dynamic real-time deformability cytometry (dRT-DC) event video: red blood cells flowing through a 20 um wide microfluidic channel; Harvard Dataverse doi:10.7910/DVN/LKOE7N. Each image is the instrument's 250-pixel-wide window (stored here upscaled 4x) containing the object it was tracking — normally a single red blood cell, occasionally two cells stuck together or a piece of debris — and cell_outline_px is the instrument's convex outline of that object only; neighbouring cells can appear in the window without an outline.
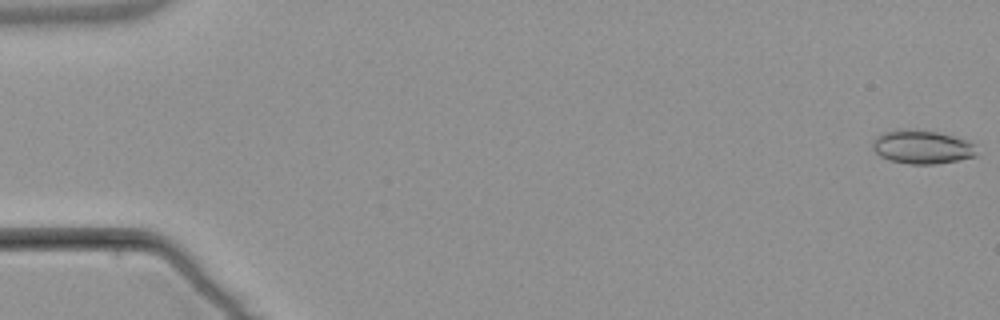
{"species": "common noctule bat (a hibernating species)", "species_latin": "Nyctalus noctula", "temperature_condition": "warm", "stored_images_in_passage": 6, "camera_frame_rate_fps": 3000, "um_per_image_px": 0.085, "animal": {"sex": "male", "body_mass_g": 21.5, "forearm_length_mm": 52.0}, "frame": {"image": 1, "passage_image": 1, "time_ms": 0.0, "image_size_px": [1000, 320], "cell_outline_px": [[976, 156], [936, 164], [908, 164], [888, 160], [880, 156], [872, 148], [872, 140], [880, 132], [896, 128], [916, 128], [936, 132], [968, 140], [976, 144]], "centroid_in_image_um": [78.32, 12.46], "position_along_channel_um": 6.7, "area_um2": 20.92}}
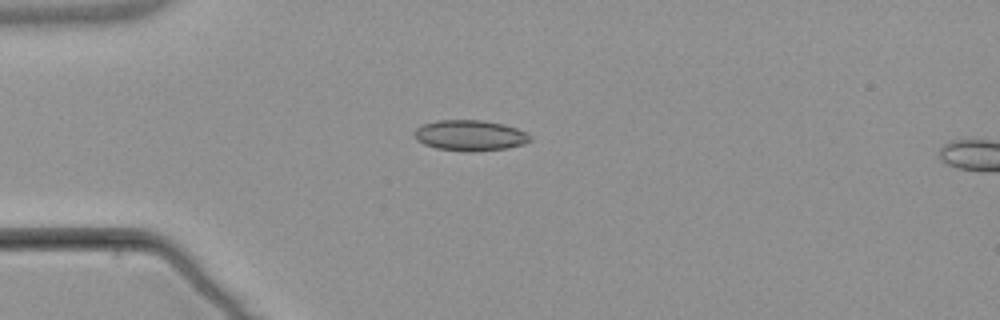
{"frame": {"image": 2, "passage_image": 5, "time_ms": 4.667, "image_size_px": [1000, 320], "cell_outline_px": [[532, 140], [524, 144], [508, 148], [472, 152], [468, 152], [436, 148], [424, 144], [416, 140], [412, 136], [416, 128], [424, 124], [436, 120], [484, 120], [504, 124], [528, 132], [532, 136]], "centroid_in_image_um": [39.97, 11.51], "position_along_channel_um": 45.0, "area_um2": 21.04}}